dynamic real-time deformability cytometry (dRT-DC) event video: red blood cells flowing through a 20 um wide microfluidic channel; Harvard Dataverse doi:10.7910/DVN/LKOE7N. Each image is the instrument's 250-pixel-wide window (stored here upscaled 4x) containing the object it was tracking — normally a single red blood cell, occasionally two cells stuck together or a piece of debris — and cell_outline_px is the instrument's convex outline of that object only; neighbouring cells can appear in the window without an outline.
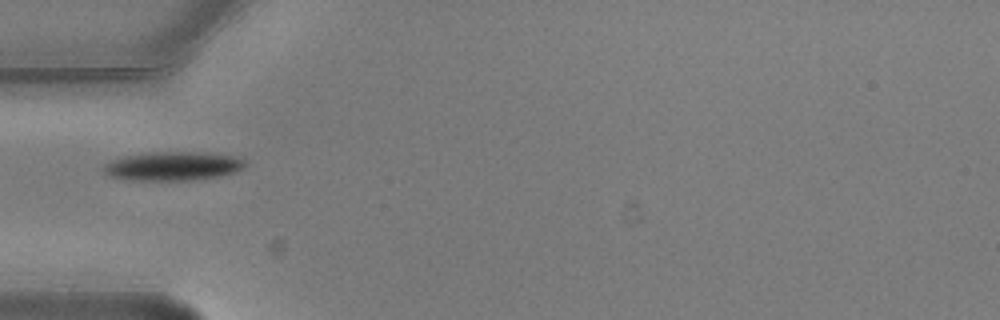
{"species": "common noctule bat (a hibernating species)", "species_latin": "Nyctalus noctula", "temperature_condition": "warm", "stored_images_in_passage": 7, "camera_frame_rate_fps": 3000, "um_per_image_px": 0.085, "animal": {"sex": "male", "body_mass_g": 20.5, "forearm_length_mm": 52.5}, "frame": {"image": 1, "passage_image": 1, "time_ms": 0.0, "image_size_px": [1000, 320], "cell_outline_px": [[248, 164], [244, 168], [236, 172], [216, 176], [192, 180], [128, 180], [108, 176], [100, 168], [104, 164], [120, 156], [148, 152], [204, 152], [236, 156], [244, 160]], "centroid_in_image_um": [14.66, 14.11], "position_along_channel_um": 70.3, "area_um2": 24.16}}
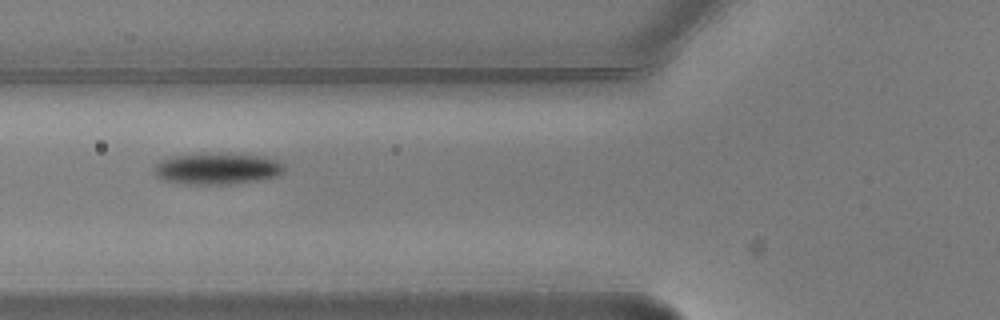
{"frame": {"image": 2, "passage_image": 2, "time_ms": 0.333, "image_size_px": [1000, 320], "cell_outline_px": [[284, 172], [276, 176], [256, 180], [232, 184], [184, 184], [160, 180], [152, 172], [152, 168], [160, 160], [172, 156], [228, 152], [264, 156], [276, 160], [284, 164]], "centroid_in_image_um": [18.42, 14.33], "position_along_channel_um": 107.4, "area_um2": 24.28}}
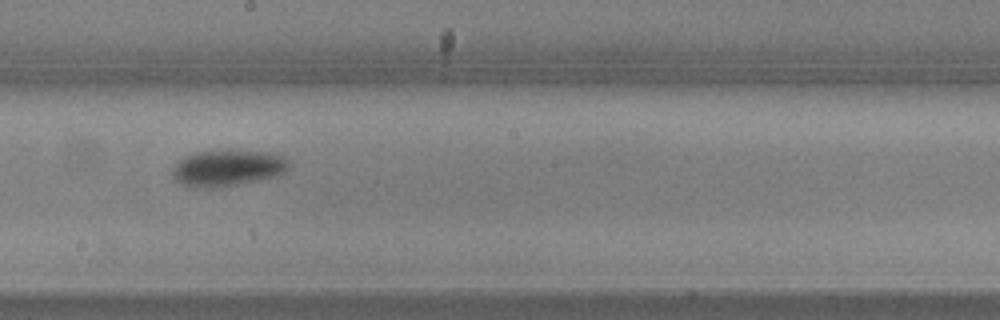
{"frame": {"image": 3, "passage_image": 5, "time_ms": 1.333, "image_size_px": [1000, 320], "cell_outline_px": [[288, 172], [276, 176], [220, 188], [196, 188], [184, 184], [176, 180], [172, 176], [172, 168], [184, 156], [196, 152], [228, 148], [276, 152], [284, 156], [288, 160]], "centroid_in_image_um": [19.39, 14.24], "position_along_channel_um": 228.8, "area_um2": 25.55}}